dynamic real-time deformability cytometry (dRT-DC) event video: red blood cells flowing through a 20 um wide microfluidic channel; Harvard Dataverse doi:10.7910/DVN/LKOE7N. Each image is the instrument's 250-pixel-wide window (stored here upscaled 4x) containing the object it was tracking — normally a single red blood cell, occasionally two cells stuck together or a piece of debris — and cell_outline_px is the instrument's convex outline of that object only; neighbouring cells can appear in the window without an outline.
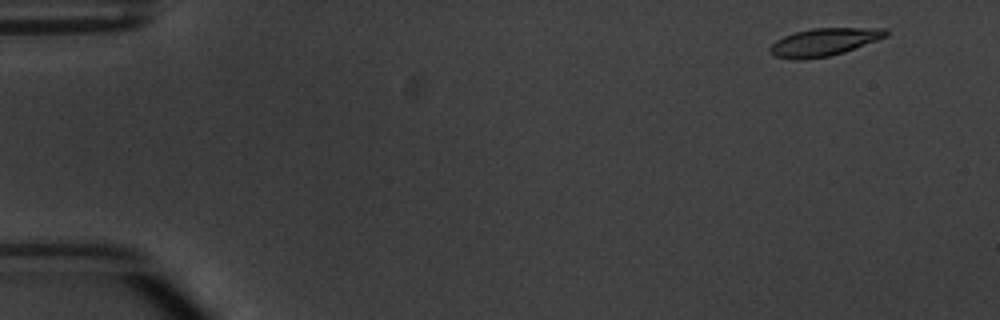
{"species": "common noctule bat (a hibernating species)", "species_latin": "Nyctalus noctula", "temperature_condition": "warm", "stored_images_in_passage": 5, "camera_frame_rate_fps": 3000, "um_per_image_px": 0.085, "animal": {"sex": "male", "body_mass_g": 20.1, "forearm_length_mm": 53.5}, "frame": {"image": 1, "passage_image": 1, "time_ms": 0.0, "image_size_px": [1000, 320], "cell_outline_px": [[888, 36], [844, 52], [828, 56], [800, 60], [792, 60], [776, 56], [768, 48], [776, 40], [784, 36], [796, 32], [812, 28], [888, 28]], "centroid_in_image_um": [70.06, 3.57], "position_along_channel_um": 14.9, "area_um2": 18.61}}
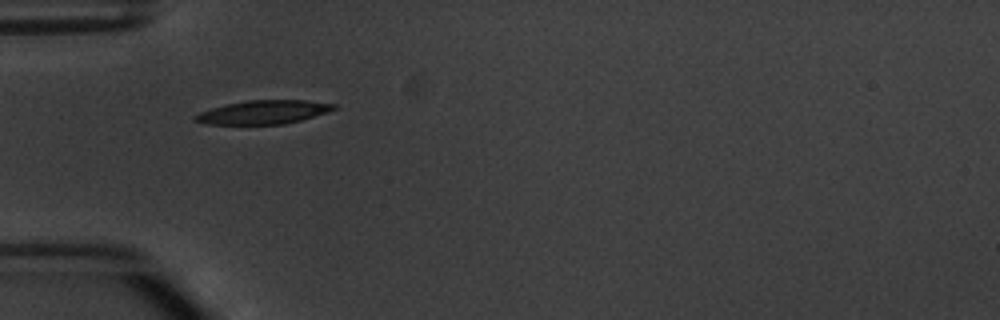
{"frame": {"image": 2, "passage_image": 4, "time_ms": 4.333, "image_size_px": [1000, 320], "cell_outline_px": [[336, 108], [328, 112], [300, 120], [284, 124], [204, 124], [192, 120], [192, 116], [200, 112], [212, 108], [228, 104], [248, 100], [304, 100], [336, 104]], "centroid_in_image_um": [22.36, 9.54], "position_along_channel_um": 62.6, "area_um2": 19.02}}